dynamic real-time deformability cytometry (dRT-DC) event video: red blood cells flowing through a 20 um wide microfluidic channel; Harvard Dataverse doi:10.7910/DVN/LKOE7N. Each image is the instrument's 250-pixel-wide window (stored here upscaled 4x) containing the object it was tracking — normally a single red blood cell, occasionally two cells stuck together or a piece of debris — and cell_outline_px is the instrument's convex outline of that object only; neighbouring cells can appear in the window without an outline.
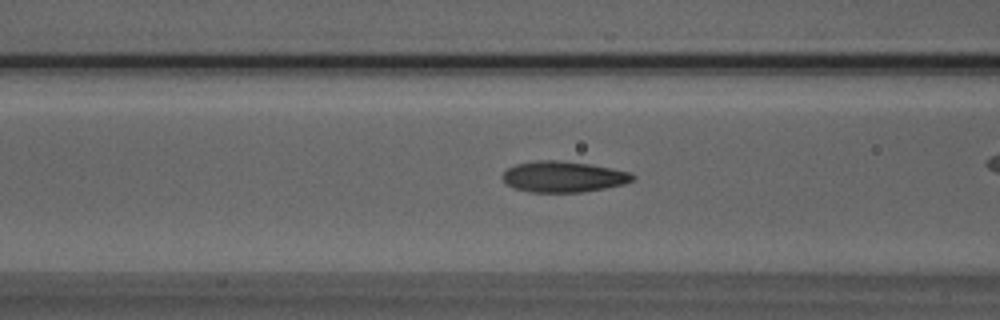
{"species": "Egyptian fruit bat (a non-hibernating species)", "species_latin": "Rousettus aegyptiacus", "temperature_condition": "room temperature", "stored_images_in_passage": 32, "camera_frame_rate_fps": 3000, "um_per_image_px": 0.085, "animal": {"sex": "male"}, "frame": {"image": 1, "passage_image": 12, "time_ms": 3.667, "image_size_px": [1000, 320], "cell_outline_px": [[636, 176], [632, 180], [624, 184], [584, 192], [528, 192], [512, 188], [504, 184], [500, 176], [508, 168], [516, 164], [536, 160], [556, 160], [588, 164], [628, 172]], "centroid_in_image_um": [47.79, 15.03], "position_along_channel_um": 118.8, "area_um2": 23.47}}
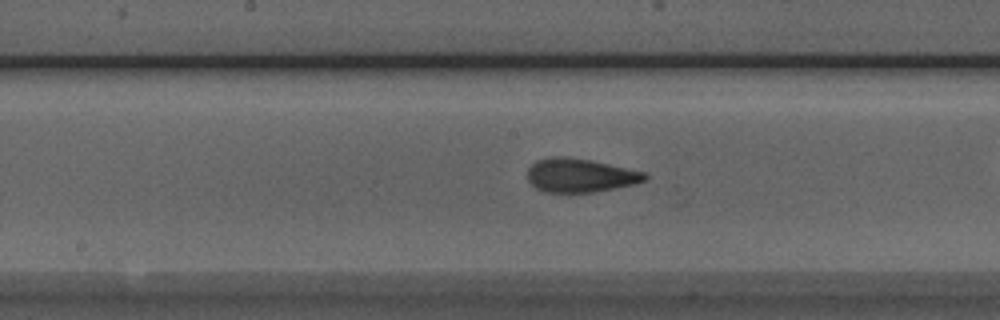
{"frame": {"image": 2, "passage_image": 18, "time_ms": 5.667, "image_size_px": [1000, 320], "cell_outline_px": [[648, 176], [644, 180], [636, 184], [596, 192], [544, 192], [536, 188], [528, 180], [528, 168], [536, 160], [548, 156], [588, 160], [608, 164], [644, 172]], "centroid_in_image_um": [49.29, 14.92], "position_along_channel_um": 198.9, "area_um2": 22.77}}
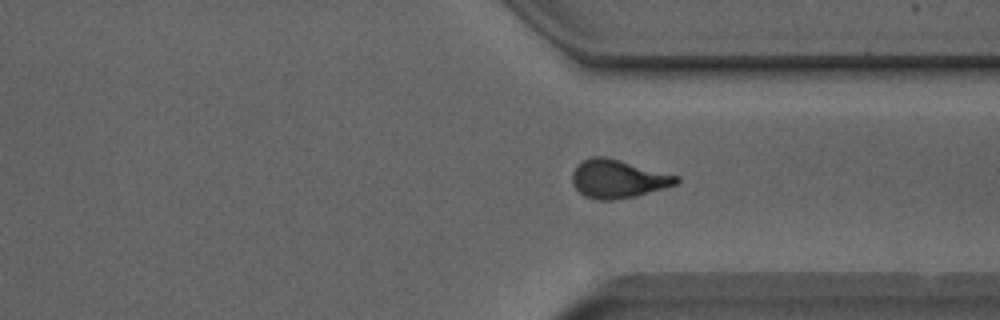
{"frame": {"image": 3, "passage_image": 30, "time_ms": 9.667, "image_size_px": [1000, 320], "cell_outline_px": [[680, 180], [676, 184], [664, 188], [636, 196], [612, 200], [596, 200], [584, 196], [572, 184], [572, 172], [584, 160], [592, 156], [608, 156], [680, 176]], "centroid_in_image_um": [52.54, 15.2], "position_along_channel_um": 358.9, "area_um2": 23.41}}